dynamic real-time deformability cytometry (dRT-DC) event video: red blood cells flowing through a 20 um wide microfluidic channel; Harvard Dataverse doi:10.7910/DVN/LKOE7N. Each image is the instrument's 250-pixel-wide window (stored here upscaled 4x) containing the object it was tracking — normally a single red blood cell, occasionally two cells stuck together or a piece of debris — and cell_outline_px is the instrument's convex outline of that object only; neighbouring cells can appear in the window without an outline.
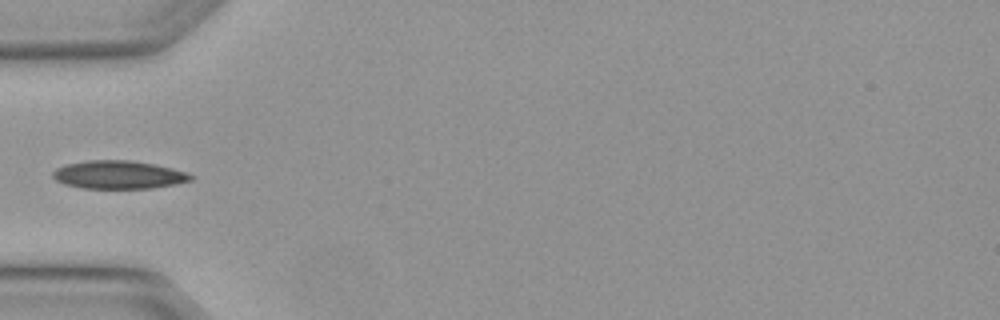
{"species": "Egyptian fruit bat (a non-hibernating species)", "species_latin": "Rousettus aegyptiacus", "temperature_condition": "warm", "stored_images_in_passage": 2, "camera_frame_rate_fps": 3000, "um_per_image_px": 0.085, "animal": {"sex": "female"}, "frame": {"image": 1, "passage_image": 2, "time_ms": 0.333, "image_size_px": [1000, 320], "cell_outline_px": [[196, 176], [192, 180], [176, 184], [152, 188], [80, 188], [64, 184], [56, 180], [52, 176], [52, 172], [56, 168], [68, 164], [88, 160], [128, 160], [152, 164], [172, 168]], "centroid_in_image_um": [10.07, 14.86], "position_along_channel_um": 74.9, "area_um2": 22.54}}